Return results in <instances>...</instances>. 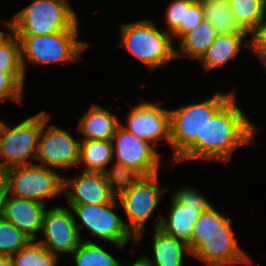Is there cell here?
Returning <instances> with one entry per match:
<instances>
[{"instance_id": "7", "label": "cell", "mask_w": 266, "mask_h": 266, "mask_svg": "<svg viewBox=\"0 0 266 266\" xmlns=\"http://www.w3.org/2000/svg\"><path fill=\"white\" fill-rule=\"evenodd\" d=\"M46 113L40 112L14 128L8 127L3 121L0 126V156L6 161L0 162L5 171L16 166L29 165L27 158L33 153L36 158L38 141Z\"/></svg>"}, {"instance_id": "5", "label": "cell", "mask_w": 266, "mask_h": 266, "mask_svg": "<svg viewBox=\"0 0 266 266\" xmlns=\"http://www.w3.org/2000/svg\"><path fill=\"white\" fill-rule=\"evenodd\" d=\"M233 94L215 93L213 98L204 102L169 110V144L174 150L172 160H175L195 139H202L206 123Z\"/></svg>"}, {"instance_id": "15", "label": "cell", "mask_w": 266, "mask_h": 266, "mask_svg": "<svg viewBox=\"0 0 266 266\" xmlns=\"http://www.w3.org/2000/svg\"><path fill=\"white\" fill-rule=\"evenodd\" d=\"M63 186L64 189L69 187L74 191H63L69 204H106L116 198L110 191L103 172L82 171L77 178L64 179Z\"/></svg>"}, {"instance_id": "25", "label": "cell", "mask_w": 266, "mask_h": 266, "mask_svg": "<svg viewBox=\"0 0 266 266\" xmlns=\"http://www.w3.org/2000/svg\"><path fill=\"white\" fill-rule=\"evenodd\" d=\"M31 240L10 256L12 266H56L58 255L52 254L40 242Z\"/></svg>"}, {"instance_id": "33", "label": "cell", "mask_w": 266, "mask_h": 266, "mask_svg": "<svg viewBox=\"0 0 266 266\" xmlns=\"http://www.w3.org/2000/svg\"><path fill=\"white\" fill-rule=\"evenodd\" d=\"M204 19L202 5L199 0H195L186 8L185 23L172 35L181 38L184 34L193 30Z\"/></svg>"}, {"instance_id": "38", "label": "cell", "mask_w": 266, "mask_h": 266, "mask_svg": "<svg viewBox=\"0 0 266 266\" xmlns=\"http://www.w3.org/2000/svg\"><path fill=\"white\" fill-rule=\"evenodd\" d=\"M4 176V171L0 168V179Z\"/></svg>"}, {"instance_id": "32", "label": "cell", "mask_w": 266, "mask_h": 266, "mask_svg": "<svg viewBox=\"0 0 266 266\" xmlns=\"http://www.w3.org/2000/svg\"><path fill=\"white\" fill-rule=\"evenodd\" d=\"M265 13L262 19L250 32L252 34L251 39L248 41V47H250L253 52L261 59L262 63L266 65V21H263L265 18Z\"/></svg>"}, {"instance_id": "23", "label": "cell", "mask_w": 266, "mask_h": 266, "mask_svg": "<svg viewBox=\"0 0 266 266\" xmlns=\"http://www.w3.org/2000/svg\"><path fill=\"white\" fill-rule=\"evenodd\" d=\"M216 36L217 34L211 24L203 19L193 30L181 37V53L189 55L190 60H200Z\"/></svg>"}, {"instance_id": "2", "label": "cell", "mask_w": 266, "mask_h": 266, "mask_svg": "<svg viewBox=\"0 0 266 266\" xmlns=\"http://www.w3.org/2000/svg\"><path fill=\"white\" fill-rule=\"evenodd\" d=\"M231 224V218H225L211 205L193 226L188 243L190 254L209 266L249 263V257L238 247Z\"/></svg>"}, {"instance_id": "12", "label": "cell", "mask_w": 266, "mask_h": 266, "mask_svg": "<svg viewBox=\"0 0 266 266\" xmlns=\"http://www.w3.org/2000/svg\"><path fill=\"white\" fill-rule=\"evenodd\" d=\"M66 208L55 207L45 210L42 234L45 240L39 241L52 254L73 253L81 243L80 230L83 225H78L76 219Z\"/></svg>"}, {"instance_id": "21", "label": "cell", "mask_w": 266, "mask_h": 266, "mask_svg": "<svg viewBox=\"0 0 266 266\" xmlns=\"http://www.w3.org/2000/svg\"><path fill=\"white\" fill-rule=\"evenodd\" d=\"M246 34L217 35L209 49L200 59L206 71L225 64L237 55Z\"/></svg>"}, {"instance_id": "35", "label": "cell", "mask_w": 266, "mask_h": 266, "mask_svg": "<svg viewBox=\"0 0 266 266\" xmlns=\"http://www.w3.org/2000/svg\"><path fill=\"white\" fill-rule=\"evenodd\" d=\"M9 192V185L6 180V178L3 176L0 179V219L3 216L4 207L6 205V202L8 200Z\"/></svg>"}, {"instance_id": "3", "label": "cell", "mask_w": 266, "mask_h": 266, "mask_svg": "<svg viewBox=\"0 0 266 266\" xmlns=\"http://www.w3.org/2000/svg\"><path fill=\"white\" fill-rule=\"evenodd\" d=\"M77 16L66 0H35L4 22L15 35L43 36L77 28Z\"/></svg>"}, {"instance_id": "19", "label": "cell", "mask_w": 266, "mask_h": 266, "mask_svg": "<svg viewBox=\"0 0 266 266\" xmlns=\"http://www.w3.org/2000/svg\"><path fill=\"white\" fill-rule=\"evenodd\" d=\"M152 248L155 260L144 257L150 266H182L184 252L190 253L187 243L165 234L159 228L154 229Z\"/></svg>"}, {"instance_id": "29", "label": "cell", "mask_w": 266, "mask_h": 266, "mask_svg": "<svg viewBox=\"0 0 266 266\" xmlns=\"http://www.w3.org/2000/svg\"><path fill=\"white\" fill-rule=\"evenodd\" d=\"M32 239L12 223L0 219V255L11 256L26 246Z\"/></svg>"}, {"instance_id": "8", "label": "cell", "mask_w": 266, "mask_h": 266, "mask_svg": "<svg viewBox=\"0 0 266 266\" xmlns=\"http://www.w3.org/2000/svg\"><path fill=\"white\" fill-rule=\"evenodd\" d=\"M9 192L15 197L35 200L45 204L42 198L53 197L64 190V177L42 165L16 166L4 171Z\"/></svg>"}, {"instance_id": "16", "label": "cell", "mask_w": 266, "mask_h": 266, "mask_svg": "<svg viewBox=\"0 0 266 266\" xmlns=\"http://www.w3.org/2000/svg\"><path fill=\"white\" fill-rule=\"evenodd\" d=\"M45 204L35 200L8 197L2 218L12 223L32 240H36V232L42 230Z\"/></svg>"}, {"instance_id": "6", "label": "cell", "mask_w": 266, "mask_h": 266, "mask_svg": "<svg viewBox=\"0 0 266 266\" xmlns=\"http://www.w3.org/2000/svg\"><path fill=\"white\" fill-rule=\"evenodd\" d=\"M78 29H66L43 36L16 35L20 41L21 65L47 64L78 59L87 43L76 40ZM26 60V61H25Z\"/></svg>"}, {"instance_id": "31", "label": "cell", "mask_w": 266, "mask_h": 266, "mask_svg": "<svg viewBox=\"0 0 266 266\" xmlns=\"http://www.w3.org/2000/svg\"><path fill=\"white\" fill-rule=\"evenodd\" d=\"M195 0H174L166 10V23L168 33L173 35L185 23L186 8Z\"/></svg>"}, {"instance_id": "14", "label": "cell", "mask_w": 266, "mask_h": 266, "mask_svg": "<svg viewBox=\"0 0 266 266\" xmlns=\"http://www.w3.org/2000/svg\"><path fill=\"white\" fill-rule=\"evenodd\" d=\"M127 131L156 146L158 140L166 138L170 142L169 110L160 108L157 104L142 102L135 105L128 116Z\"/></svg>"}, {"instance_id": "22", "label": "cell", "mask_w": 266, "mask_h": 266, "mask_svg": "<svg viewBox=\"0 0 266 266\" xmlns=\"http://www.w3.org/2000/svg\"><path fill=\"white\" fill-rule=\"evenodd\" d=\"M113 156L111 140H83L80 142L78 163L84 162L86 167L83 171L103 172Z\"/></svg>"}, {"instance_id": "37", "label": "cell", "mask_w": 266, "mask_h": 266, "mask_svg": "<svg viewBox=\"0 0 266 266\" xmlns=\"http://www.w3.org/2000/svg\"><path fill=\"white\" fill-rule=\"evenodd\" d=\"M118 266H124L119 263ZM130 266H150L147 261L145 260L144 256L138 259L135 263L131 264Z\"/></svg>"}, {"instance_id": "17", "label": "cell", "mask_w": 266, "mask_h": 266, "mask_svg": "<svg viewBox=\"0 0 266 266\" xmlns=\"http://www.w3.org/2000/svg\"><path fill=\"white\" fill-rule=\"evenodd\" d=\"M171 203L168 219L162 216L158 217L154 229L159 228L165 234L188 244L195 222L201 213L209 207H188L179 203L174 197Z\"/></svg>"}, {"instance_id": "27", "label": "cell", "mask_w": 266, "mask_h": 266, "mask_svg": "<svg viewBox=\"0 0 266 266\" xmlns=\"http://www.w3.org/2000/svg\"><path fill=\"white\" fill-rule=\"evenodd\" d=\"M10 33L9 37H6L4 32L0 35V72L24 73L21 65L20 41L12 31Z\"/></svg>"}, {"instance_id": "24", "label": "cell", "mask_w": 266, "mask_h": 266, "mask_svg": "<svg viewBox=\"0 0 266 266\" xmlns=\"http://www.w3.org/2000/svg\"><path fill=\"white\" fill-rule=\"evenodd\" d=\"M231 12L241 28L250 33L266 12V0H229Z\"/></svg>"}, {"instance_id": "20", "label": "cell", "mask_w": 266, "mask_h": 266, "mask_svg": "<svg viewBox=\"0 0 266 266\" xmlns=\"http://www.w3.org/2000/svg\"><path fill=\"white\" fill-rule=\"evenodd\" d=\"M204 20L208 21L217 35L248 34L236 21L229 0H199Z\"/></svg>"}, {"instance_id": "18", "label": "cell", "mask_w": 266, "mask_h": 266, "mask_svg": "<svg viewBox=\"0 0 266 266\" xmlns=\"http://www.w3.org/2000/svg\"><path fill=\"white\" fill-rule=\"evenodd\" d=\"M118 119L101 106L93 105L79 121L82 140H111L117 126Z\"/></svg>"}, {"instance_id": "34", "label": "cell", "mask_w": 266, "mask_h": 266, "mask_svg": "<svg viewBox=\"0 0 266 266\" xmlns=\"http://www.w3.org/2000/svg\"><path fill=\"white\" fill-rule=\"evenodd\" d=\"M173 197L188 207H210L212 205L202 194L189 187L179 189Z\"/></svg>"}, {"instance_id": "10", "label": "cell", "mask_w": 266, "mask_h": 266, "mask_svg": "<svg viewBox=\"0 0 266 266\" xmlns=\"http://www.w3.org/2000/svg\"><path fill=\"white\" fill-rule=\"evenodd\" d=\"M117 197L106 204H70L72 210L81 219L93 236L124 247L133 238L125 223L112 210L116 208Z\"/></svg>"}, {"instance_id": "4", "label": "cell", "mask_w": 266, "mask_h": 266, "mask_svg": "<svg viewBox=\"0 0 266 266\" xmlns=\"http://www.w3.org/2000/svg\"><path fill=\"white\" fill-rule=\"evenodd\" d=\"M120 31L122 46L152 69L180 57V51L172 46V35L160 32L150 20L124 24Z\"/></svg>"}, {"instance_id": "13", "label": "cell", "mask_w": 266, "mask_h": 266, "mask_svg": "<svg viewBox=\"0 0 266 266\" xmlns=\"http://www.w3.org/2000/svg\"><path fill=\"white\" fill-rule=\"evenodd\" d=\"M48 119L49 116L46 114V122L40 132L35 160L41 161L46 166L58 168H70L78 164L80 142L55 125L47 128L44 134Z\"/></svg>"}, {"instance_id": "1", "label": "cell", "mask_w": 266, "mask_h": 266, "mask_svg": "<svg viewBox=\"0 0 266 266\" xmlns=\"http://www.w3.org/2000/svg\"><path fill=\"white\" fill-rule=\"evenodd\" d=\"M234 94L215 112L203 128L202 139H195L174 161L201 158L227 163L243 144H252L256 128L236 105Z\"/></svg>"}, {"instance_id": "11", "label": "cell", "mask_w": 266, "mask_h": 266, "mask_svg": "<svg viewBox=\"0 0 266 266\" xmlns=\"http://www.w3.org/2000/svg\"><path fill=\"white\" fill-rule=\"evenodd\" d=\"M113 153L117 154V162L133 168L141 176H150L158 173L160 155L154 146L127 131L120 124L117 126L111 139ZM116 141V147L114 144Z\"/></svg>"}, {"instance_id": "36", "label": "cell", "mask_w": 266, "mask_h": 266, "mask_svg": "<svg viewBox=\"0 0 266 266\" xmlns=\"http://www.w3.org/2000/svg\"><path fill=\"white\" fill-rule=\"evenodd\" d=\"M0 266H12L10 256L0 255Z\"/></svg>"}, {"instance_id": "30", "label": "cell", "mask_w": 266, "mask_h": 266, "mask_svg": "<svg viewBox=\"0 0 266 266\" xmlns=\"http://www.w3.org/2000/svg\"><path fill=\"white\" fill-rule=\"evenodd\" d=\"M25 73L0 72V101L11 99L21 101Z\"/></svg>"}, {"instance_id": "26", "label": "cell", "mask_w": 266, "mask_h": 266, "mask_svg": "<svg viewBox=\"0 0 266 266\" xmlns=\"http://www.w3.org/2000/svg\"><path fill=\"white\" fill-rule=\"evenodd\" d=\"M76 266H118L119 261L113 258L102 247L92 240L81 241L78 248L72 253Z\"/></svg>"}, {"instance_id": "9", "label": "cell", "mask_w": 266, "mask_h": 266, "mask_svg": "<svg viewBox=\"0 0 266 266\" xmlns=\"http://www.w3.org/2000/svg\"><path fill=\"white\" fill-rule=\"evenodd\" d=\"M157 176L158 173L141 176L127 191L117 197L129 219V224H125V227L136 243L142 238L145 222L157 207L160 195L166 192L157 186Z\"/></svg>"}, {"instance_id": "28", "label": "cell", "mask_w": 266, "mask_h": 266, "mask_svg": "<svg viewBox=\"0 0 266 266\" xmlns=\"http://www.w3.org/2000/svg\"><path fill=\"white\" fill-rule=\"evenodd\" d=\"M103 174L110 191L116 197L127 191L141 177V175L133 168L127 167L118 162L113 165V169H105ZM114 185H116V189Z\"/></svg>"}]
</instances>
